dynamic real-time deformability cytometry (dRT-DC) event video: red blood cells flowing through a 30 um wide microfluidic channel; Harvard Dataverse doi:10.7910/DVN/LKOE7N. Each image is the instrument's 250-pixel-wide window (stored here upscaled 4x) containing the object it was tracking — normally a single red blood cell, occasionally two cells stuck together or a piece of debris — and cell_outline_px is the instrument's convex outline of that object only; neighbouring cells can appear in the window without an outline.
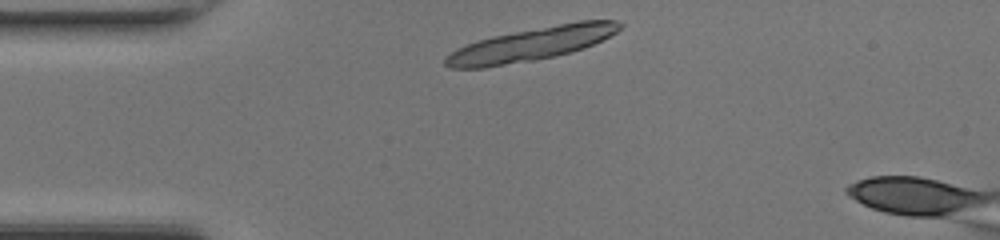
{"species": "common noctule bat (a hibernating species)", "species_latin": "Nyctalus noctula", "temperature_condition": "room temperature", "stored_images_in_passage": 6, "camera_frame_rate_fps": 3000, "um_per_image_px": 0.085, "animal": {"sex": "female", "body_mass_g": 17.0, "forearm_length_mm": 48.0}, "frame": {"image": 1, "passage_image": 1, "time_ms": 0.0, "image_size_px": [1000, 240], "cell_outline_px": [[624, 24], [616, 32], [584, 48], [556, 56], [484, 68], [448, 68], [444, 64], [444, 60], [452, 52], [468, 44], [492, 36], [580, 20], [616, 20]], "centroid_in_image_um": [45.18, 3.75], "position_along_channel_um": 39.8, "area_um2": 33.23}}